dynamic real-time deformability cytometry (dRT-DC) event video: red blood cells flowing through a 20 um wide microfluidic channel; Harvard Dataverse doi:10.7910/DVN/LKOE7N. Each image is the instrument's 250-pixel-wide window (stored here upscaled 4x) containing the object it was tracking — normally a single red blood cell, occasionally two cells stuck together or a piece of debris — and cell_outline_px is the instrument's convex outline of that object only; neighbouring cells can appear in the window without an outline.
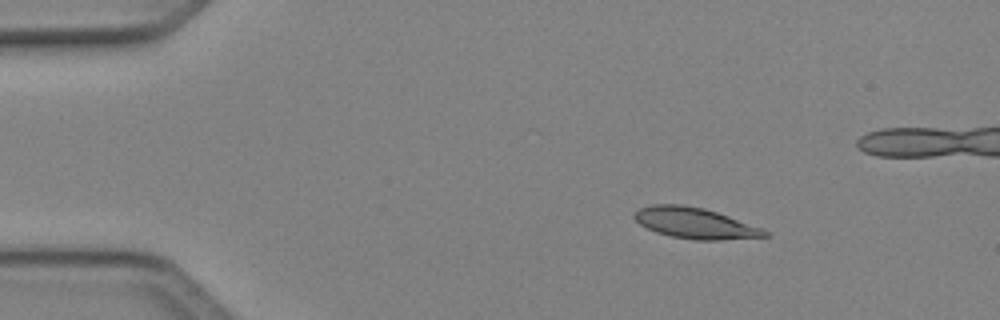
{"species": "Egyptian fruit bat (a non-hibernating species)", "species_latin": "Rousettus aegyptiacus", "temperature_condition": "cold", "stored_images_in_passage": 44, "camera_frame_rate_fps": 3000, "um_per_image_px": 0.085, "animal": {"sex": "female"}, "frame": {"image": 1, "passage_image": 1, "time_ms": 0.0, "image_size_px": [1000, 320], "cell_outline_px": [[772, 236], [720, 240], [696, 240], [672, 236], [656, 232], [640, 224], [632, 216], [640, 208], [652, 204], [680, 204], [704, 208], [764, 228]], "centroid_in_image_um": [59.11, 18.97], "position_along_channel_um": 25.9, "area_um2": 23.41}}
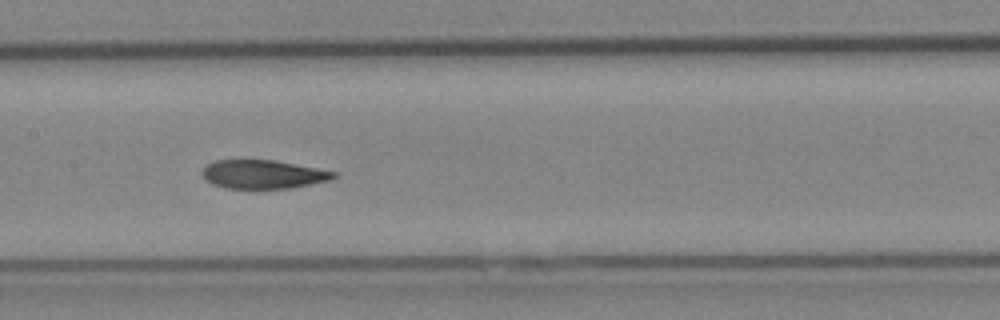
{"frame": {"image": 2, "passage_image": 18, "time_ms": 5.667, "image_size_px": [1000, 320], "cell_outline_px": [[340, 176], [328, 180], [292, 188], [256, 192], [224, 188], [212, 184], [204, 180], [200, 172], [208, 164], [216, 160], [272, 160], [316, 168], [336, 172]], "centroid_in_image_um": [22.31, 14.88], "position_along_channel_um": 185.1, "area_um2": 22.83}}
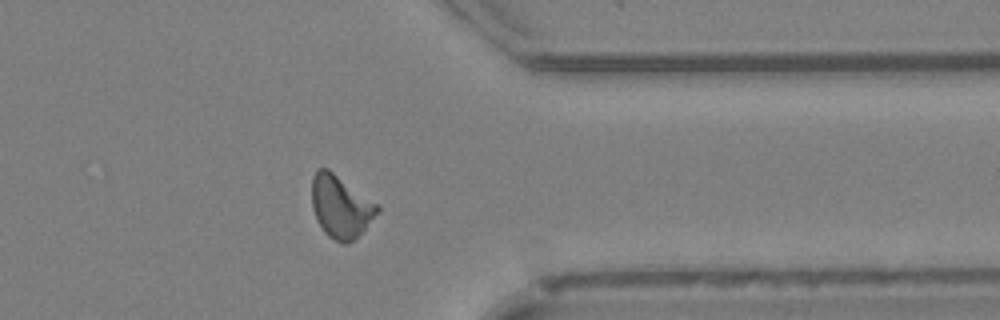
{"frame": {"image": 3, "passage_image": 33, "time_ms": 10.667, "image_size_px": [1000, 320], "cell_outline_px": [[380, 212], [348, 244], [344, 244], [328, 236], [324, 232], [316, 220], [312, 208], [312, 176], [320, 168], [328, 168], [376, 204], [380, 208]], "centroid_in_image_um": [28.92, 17.56], "position_along_channel_um": 382.5, "area_um2": 23.41}, "authors_computed_cell_mechanics": {"area_um2": 22.9177, "velocity_mm_per_s": 4.1091, "shape_relaxation_time_tau1_ms": 5.5197, "shape_relaxation_time_tau2_ms": 2.7581, "deformation_change_tau1": 0.1585, "deformation_change_tau2": 0.0942}}